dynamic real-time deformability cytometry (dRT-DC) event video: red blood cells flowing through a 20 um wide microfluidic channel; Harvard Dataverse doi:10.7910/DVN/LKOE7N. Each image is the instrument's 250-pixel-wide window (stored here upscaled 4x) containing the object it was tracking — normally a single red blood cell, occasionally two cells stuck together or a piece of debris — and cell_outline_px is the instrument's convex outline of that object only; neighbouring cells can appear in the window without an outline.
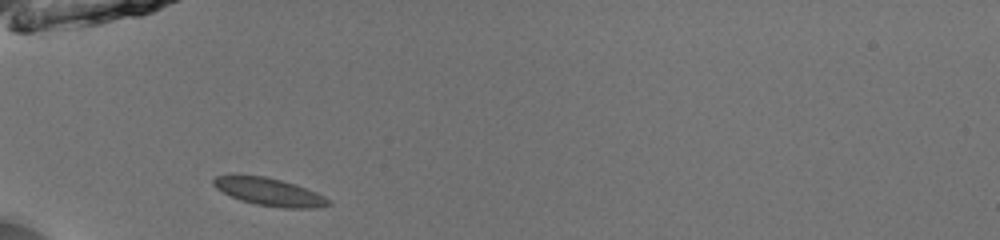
{"species": "common noctule bat (a hibernating species)", "species_latin": "Nyctalus noctula", "temperature_condition": "room temperature", "stored_images_in_passage": 35, "camera_frame_rate_fps": 3000, "um_per_image_px": 0.085, "animal": {"sex": "male", "body_mass_g": 13.0, "forearm_length_mm": 53.1}, "frame": {"image": 1, "passage_image": 1, "time_ms": 0.0, "image_size_px": [1000, 240], "cell_outline_px": [[332, 204], [320, 208], [284, 208], [256, 204], [240, 200], [216, 188], [212, 184], [212, 180], [216, 176], [232, 172], [236, 172], [264, 176], [296, 184], [316, 192], [332, 200]], "centroid_in_image_um": [22.86, 16.27], "position_along_channel_um": 62.1, "area_um2": 19.13}}
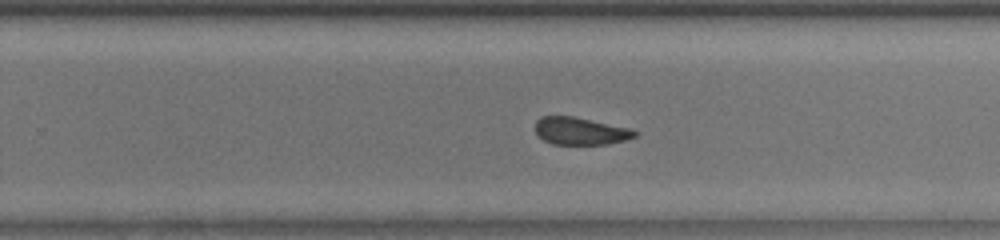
{"frame": {"image": 2, "passage_image": 18, "time_ms": 5.667, "image_size_px": [1000, 240], "cell_outline_px": [[636, 136], [624, 140], [608, 144], [552, 144], [536, 136], [536, 120], [540, 116], [572, 116], [632, 128], [636, 132]], "centroid_in_image_um": [49.31, 11.13], "position_along_channel_um": 280.5, "area_um2": 15.95}}
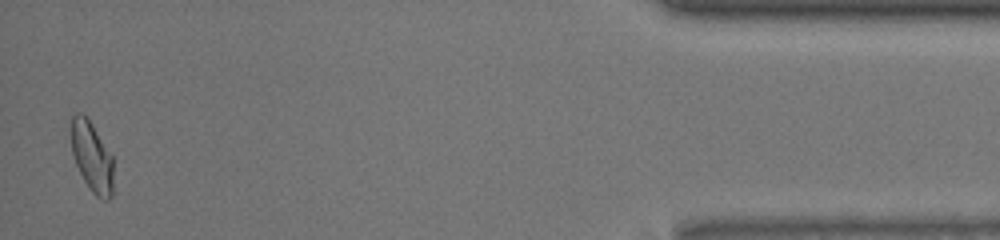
{"frame": {"image": 3, "passage_image": 34, "time_ms": 11.0, "image_size_px": [1000, 240], "cell_outline_px": [[112, 196], [108, 200], [100, 200], [92, 192], [84, 180], [76, 164], [72, 152], [72, 116], [76, 112], [80, 112], [92, 124], [112, 156]], "centroid_in_image_um": [7.81, 13.37], "position_along_channel_um": 427.4, "area_um2": 16.88}, "authors_computed_cell_mechanics": {"area_um2": 17.2822, "velocity_mm_per_s": 3.9775, "shape_relaxation_time_tau1_ms": 4.0186, "shape_relaxation_time_tau2_ms": 0.6965, "deformation_change_tau1": 0.1054, "deformation_change_tau2": 0.0466}}